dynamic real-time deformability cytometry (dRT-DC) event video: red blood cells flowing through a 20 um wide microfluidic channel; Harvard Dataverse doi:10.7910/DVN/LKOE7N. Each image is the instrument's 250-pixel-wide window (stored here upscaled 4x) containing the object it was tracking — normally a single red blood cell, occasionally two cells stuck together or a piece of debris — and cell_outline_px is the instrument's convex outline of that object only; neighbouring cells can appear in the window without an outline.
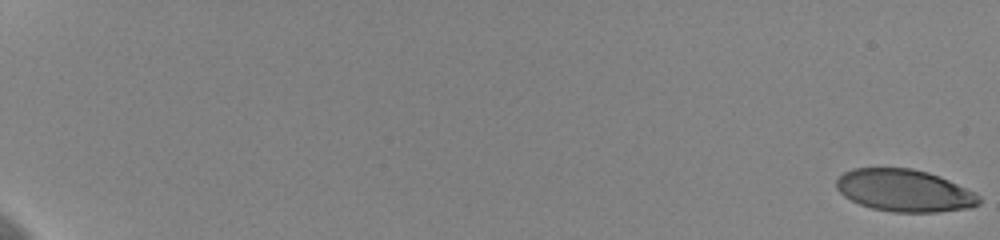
{"species": "human", "species_latin": "Homo sapiens", "temperature_condition": "cold", "stored_images_in_passage": 60, "camera_frame_rate_fps": 3000, "um_per_image_px": 0.085, "donor": {"sex": "female"}, "frame": {"image": 1, "passage_image": 1, "time_ms": 0.0, "image_size_px": [1000, 240], "cell_outline_px": [[980, 204], [972, 208], [936, 212], [892, 212], [872, 208], [860, 204], [844, 196], [836, 188], [836, 180], [844, 172], [852, 168], [912, 168], [928, 172], [940, 176], [980, 196]], "centroid_in_image_um": [76.86, 16.2], "position_along_channel_um": 8.1, "area_um2": 35.03}}
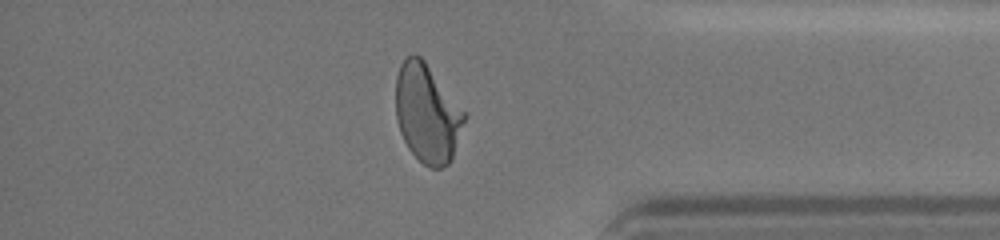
{"frame": {"image": 2, "passage_image": 53, "time_ms": 17.333, "image_size_px": [1000, 240], "cell_outline_px": [[468, 116], [452, 160], [448, 164], [440, 168], [428, 168], [408, 148], [400, 132], [396, 120], [396, 76], [400, 64], [412, 52], [420, 56], [424, 60]], "centroid_in_image_um": [36.32, 9.65], "position_along_channel_um": 398.9, "area_um2": 39.54}}
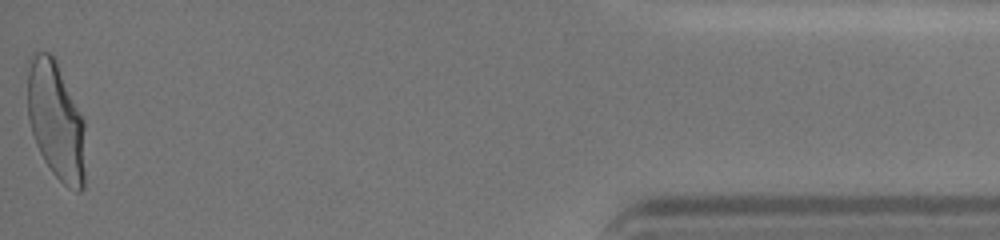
{"frame": {"image": 3, "passage_image": 60, "time_ms": 19.667, "image_size_px": [1000, 240], "cell_outline_px": [[84, 188], [80, 192], [76, 192], [68, 188], [52, 172], [44, 160], [36, 144], [28, 120], [28, 56], [32, 52], [48, 52], [56, 60], [84, 120]], "centroid_in_image_um": [4.75, 10.25], "position_along_channel_um": 430.5, "area_um2": 39.82}, "authors_computed_cell_mechanics": {"area_um2": 38.5237, "velocity_mm_per_s": 3.6224, "shape_relaxation_time_tau1_ms": 4.8046, "shape_relaxation_time_tau2_ms": 0.7602, "deformation_change_tau1": 0.1748, "deformation_change_tau2": 0.0606}}